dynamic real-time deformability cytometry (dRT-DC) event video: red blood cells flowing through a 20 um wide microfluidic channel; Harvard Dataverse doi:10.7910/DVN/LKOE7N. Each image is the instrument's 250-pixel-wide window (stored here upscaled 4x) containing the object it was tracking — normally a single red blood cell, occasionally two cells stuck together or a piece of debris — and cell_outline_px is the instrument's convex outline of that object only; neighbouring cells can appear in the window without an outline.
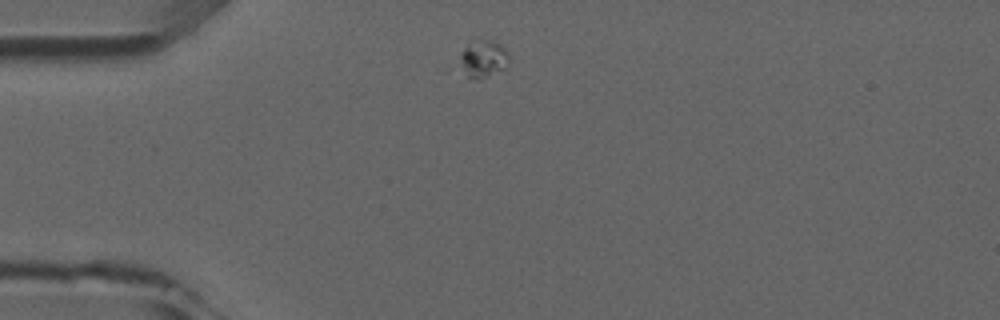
{"species": "common noctule bat (a hibernating species)", "species_latin": "Nyctalus noctula", "temperature_condition": "room temperature", "stored_images_in_passage": 1, "camera_frame_rate_fps": 3000, "um_per_image_px": 0.085, "animal": {"sex": "male", "forearm_length_mm": 52.5}, "frame": {"image": 1, "passage_image": 1, "time_ms": 0.0, "image_size_px": [1000, 320], "cell_outline_px": [[508, 56], [504, 68], [480, 80], [476, 80], [468, 76], [464, 68], [460, 56], [468, 44], [484, 40], [488, 40], [500, 44], [508, 52]], "centroid_in_image_um": [41.11, 5.01], "position_along_channel_um": 43.9, "area_um2": 10.0}}